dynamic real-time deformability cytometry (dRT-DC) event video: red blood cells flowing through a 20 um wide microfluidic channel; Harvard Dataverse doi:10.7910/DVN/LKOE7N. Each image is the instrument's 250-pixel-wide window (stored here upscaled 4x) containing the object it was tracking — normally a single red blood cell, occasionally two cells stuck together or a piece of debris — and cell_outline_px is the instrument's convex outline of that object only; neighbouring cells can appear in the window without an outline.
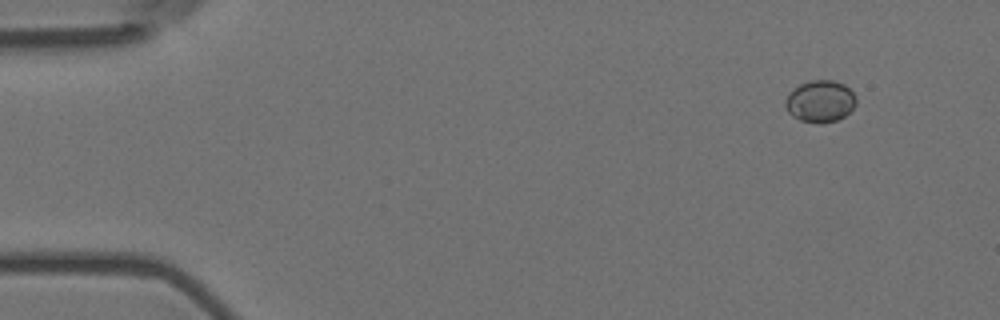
{"species": "Egyptian fruit bat (a non-hibernating species)", "species_latin": "Rousettus aegyptiacus", "temperature_condition": "room temperature", "stored_images_in_passage": 2, "camera_frame_rate_fps": 3000, "um_per_image_px": 0.085, "animal": {"sex": "female"}, "frame": {"image": 1, "passage_image": 2, "time_ms": 0.333, "image_size_px": [1000, 320], "cell_outline_px": [[856, 104], [844, 116], [836, 120], [820, 124], [816, 124], [800, 120], [792, 116], [788, 112], [784, 104], [784, 100], [800, 84], [812, 80], [832, 80], [844, 84], [856, 96]], "centroid_in_image_um": [69.71, 8.62], "position_along_channel_um": 15.3, "area_um2": 17.17}}